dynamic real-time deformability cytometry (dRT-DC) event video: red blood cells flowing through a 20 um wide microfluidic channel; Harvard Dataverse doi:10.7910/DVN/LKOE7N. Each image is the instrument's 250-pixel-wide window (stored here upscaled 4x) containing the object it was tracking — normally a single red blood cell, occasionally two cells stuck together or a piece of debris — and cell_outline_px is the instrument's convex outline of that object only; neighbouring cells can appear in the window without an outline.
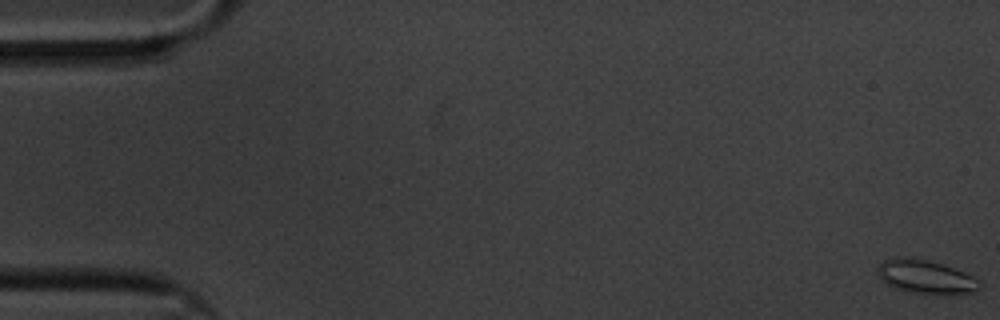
{"species": "common noctule bat (a hibernating species)", "species_latin": "Nyctalus noctula", "temperature_condition": "cold", "stored_images_in_passage": 62, "camera_frame_rate_fps": 3000, "um_per_image_px": 0.085, "animal": {"sex": "male", "body_mass_g": 20.1, "forearm_length_mm": 53.5}, "frame": {"image": 1, "passage_image": 1, "time_ms": 0.0, "image_size_px": [1000, 320], "cell_outline_px": [[980, 288], [972, 292], [912, 292], [896, 288], [888, 284], [880, 276], [876, 268], [884, 260], [892, 256], [908, 256], [944, 264], [964, 272], [972, 276], [980, 284]], "centroid_in_image_um": [78.62, 23.46], "position_along_channel_um": 6.4, "area_um2": 19.31}}
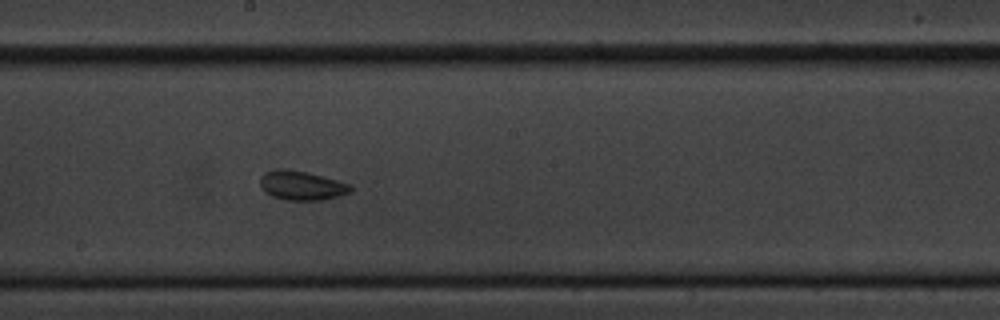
{"frame": {"image": 2, "passage_image": 34, "time_ms": 11.0, "image_size_px": [1000, 320], "cell_outline_px": [[352, 192], [324, 200], [284, 200], [272, 196], [264, 192], [260, 188], [260, 176], [264, 172], [276, 168], [288, 168], [308, 172], [352, 184]], "centroid_in_image_um": [25.62, 15.75], "position_along_channel_um": 222.6, "area_um2": 15.84}}
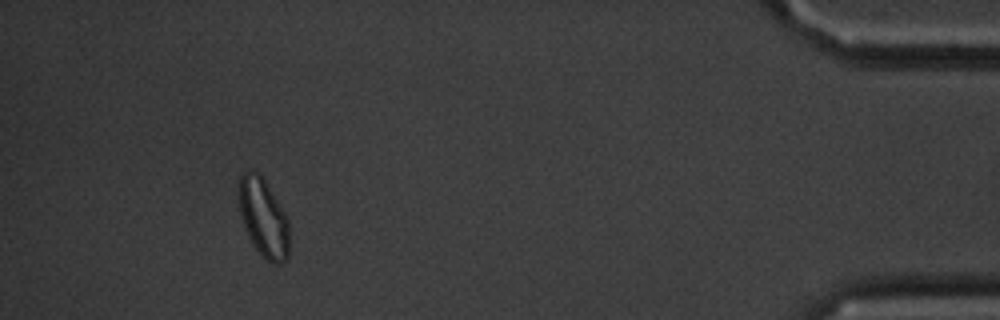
{"frame": {"image": 3, "passage_image": 57, "time_ms": 18.667, "image_size_px": [1000, 320], "cell_outline_px": [[288, 256], [280, 264], [272, 264], [256, 248], [248, 236], [240, 216], [240, 176], [244, 172], [256, 172], [264, 180], [284, 212], [288, 220]], "centroid_in_image_um": [22.4, 18.55], "position_along_channel_um": 412.8, "area_um2": 22.25}, "authors_computed_cell_mechanics": {"area_um2": 16.5308, "velocity_mm_per_s": 3.2926, "shape_relaxation_time_tau1_ms": 8.3706, "shape_relaxation_time_tau2_ms": 3.5847, "deformation_change_tau1": 0.1472, "deformation_change_tau2": 0.0669}}